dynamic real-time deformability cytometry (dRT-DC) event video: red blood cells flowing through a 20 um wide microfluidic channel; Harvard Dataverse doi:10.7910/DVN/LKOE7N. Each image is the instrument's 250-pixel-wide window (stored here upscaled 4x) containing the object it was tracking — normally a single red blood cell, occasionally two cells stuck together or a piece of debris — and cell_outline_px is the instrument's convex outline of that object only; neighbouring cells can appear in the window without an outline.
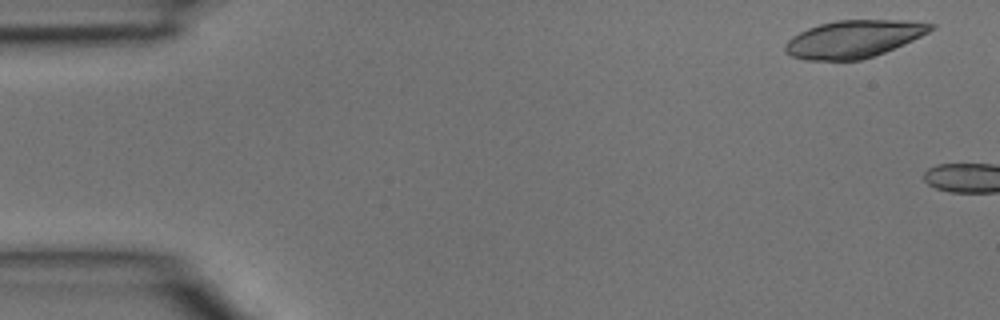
{"species": "common noctule bat (a hibernating species)", "species_latin": "Nyctalus noctula", "temperature_condition": "room temperature", "stored_images_in_passage": 3, "camera_frame_rate_fps": 3000, "um_per_image_px": 0.085, "animal": {"sex": "male", "body_mass_g": 15.6}, "frame": {"image": 1, "passage_image": 1, "time_ms": 0.0, "image_size_px": [1000, 320], "cell_outline_px": [[936, 28], [912, 40], [884, 52], [860, 60], [804, 60], [792, 56], [784, 48], [784, 44], [792, 36], [808, 28], [820, 24], [836, 20], [908, 20], [936, 24]], "centroid_in_image_um": [72.56, 3.3], "position_along_channel_um": 12.4, "area_um2": 31.56}}